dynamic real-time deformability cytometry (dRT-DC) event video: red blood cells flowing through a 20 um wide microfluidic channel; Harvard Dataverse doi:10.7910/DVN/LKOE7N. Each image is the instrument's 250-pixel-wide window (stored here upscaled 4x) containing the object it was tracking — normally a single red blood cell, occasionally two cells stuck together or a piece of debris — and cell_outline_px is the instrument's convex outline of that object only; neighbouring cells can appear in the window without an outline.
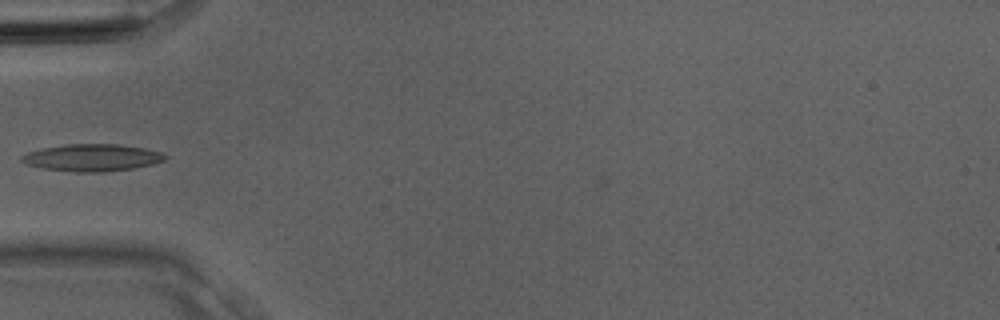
{"species": "Egyptian fruit bat (a non-hibernating species)", "species_latin": "Rousettus aegyptiacus", "temperature_condition": "room temperature", "stored_images_in_passage": 2, "camera_frame_rate_fps": 3000, "um_per_image_px": 0.085, "animal": {"sex": "male"}, "frame": {"image": 1, "passage_image": 2, "time_ms": 0.333, "image_size_px": [1000, 320], "cell_outline_px": [[168, 156], [164, 160], [152, 164], [132, 168], [104, 172], [76, 172], [40, 168], [28, 164], [20, 160], [20, 156], [28, 152], [44, 148], [64, 144], [120, 144], [144, 148], [160, 152]], "centroid_in_image_um": [7.81, 13.4], "position_along_channel_um": 77.2, "area_um2": 22.6}}